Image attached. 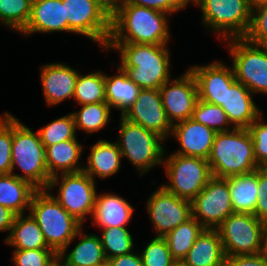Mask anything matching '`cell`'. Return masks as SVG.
<instances>
[{
  "mask_svg": "<svg viewBox=\"0 0 267 266\" xmlns=\"http://www.w3.org/2000/svg\"><path fill=\"white\" fill-rule=\"evenodd\" d=\"M169 44L108 43L106 51L116 50L119 66L141 89H159L171 79Z\"/></svg>",
  "mask_w": 267,
  "mask_h": 266,
  "instance_id": "obj_1",
  "label": "cell"
},
{
  "mask_svg": "<svg viewBox=\"0 0 267 266\" xmlns=\"http://www.w3.org/2000/svg\"><path fill=\"white\" fill-rule=\"evenodd\" d=\"M168 16L171 15L126 1L111 18L108 43L168 44Z\"/></svg>",
  "mask_w": 267,
  "mask_h": 266,
  "instance_id": "obj_2",
  "label": "cell"
},
{
  "mask_svg": "<svg viewBox=\"0 0 267 266\" xmlns=\"http://www.w3.org/2000/svg\"><path fill=\"white\" fill-rule=\"evenodd\" d=\"M208 163L212 176L216 178H228L261 168L254 156L252 136L246 128L216 133Z\"/></svg>",
  "mask_w": 267,
  "mask_h": 266,
  "instance_id": "obj_3",
  "label": "cell"
},
{
  "mask_svg": "<svg viewBox=\"0 0 267 266\" xmlns=\"http://www.w3.org/2000/svg\"><path fill=\"white\" fill-rule=\"evenodd\" d=\"M29 213L36 220L49 248L59 254L74 242L83 224L70 215L46 189L32 197Z\"/></svg>",
  "mask_w": 267,
  "mask_h": 266,
  "instance_id": "obj_4",
  "label": "cell"
},
{
  "mask_svg": "<svg viewBox=\"0 0 267 266\" xmlns=\"http://www.w3.org/2000/svg\"><path fill=\"white\" fill-rule=\"evenodd\" d=\"M11 156V174L27 180L38 190L47 188L51 176L46 166L45 146L38 131H32L14 115ZM15 167L22 175L14 173Z\"/></svg>",
  "mask_w": 267,
  "mask_h": 266,
  "instance_id": "obj_5",
  "label": "cell"
},
{
  "mask_svg": "<svg viewBox=\"0 0 267 266\" xmlns=\"http://www.w3.org/2000/svg\"><path fill=\"white\" fill-rule=\"evenodd\" d=\"M119 121V138L116 143L122 157L127 158L142 177L155 166H163L166 156L163 144L166 140L121 115Z\"/></svg>",
  "mask_w": 267,
  "mask_h": 266,
  "instance_id": "obj_6",
  "label": "cell"
},
{
  "mask_svg": "<svg viewBox=\"0 0 267 266\" xmlns=\"http://www.w3.org/2000/svg\"><path fill=\"white\" fill-rule=\"evenodd\" d=\"M202 12V24L218 40L245 37L252 19L248 0H195Z\"/></svg>",
  "mask_w": 267,
  "mask_h": 266,
  "instance_id": "obj_7",
  "label": "cell"
},
{
  "mask_svg": "<svg viewBox=\"0 0 267 266\" xmlns=\"http://www.w3.org/2000/svg\"><path fill=\"white\" fill-rule=\"evenodd\" d=\"M163 167L169 182L162 186L191 202L213 177L208 160L200 157L171 153L164 157Z\"/></svg>",
  "mask_w": 267,
  "mask_h": 266,
  "instance_id": "obj_8",
  "label": "cell"
},
{
  "mask_svg": "<svg viewBox=\"0 0 267 266\" xmlns=\"http://www.w3.org/2000/svg\"><path fill=\"white\" fill-rule=\"evenodd\" d=\"M231 55L235 79L254 95H267V47L249 42L245 37L224 40ZM228 42V43H227Z\"/></svg>",
  "mask_w": 267,
  "mask_h": 266,
  "instance_id": "obj_9",
  "label": "cell"
},
{
  "mask_svg": "<svg viewBox=\"0 0 267 266\" xmlns=\"http://www.w3.org/2000/svg\"><path fill=\"white\" fill-rule=\"evenodd\" d=\"M61 179V180H59ZM59 184V186L57 185ZM57 186L56 195L51 196L73 217L84 224L87 216L92 217L97 196L96 181L84 171L62 173L51 177L48 192Z\"/></svg>",
  "mask_w": 267,
  "mask_h": 266,
  "instance_id": "obj_10",
  "label": "cell"
},
{
  "mask_svg": "<svg viewBox=\"0 0 267 266\" xmlns=\"http://www.w3.org/2000/svg\"><path fill=\"white\" fill-rule=\"evenodd\" d=\"M263 221L253 214L232 213L217 228L226 257L259 254Z\"/></svg>",
  "mask_w": 267,
  "mask_h": 266,
  "instance_id": "obj_11",
  "label": "cell"
},
{
  "mask_svg": "<svg viewBox=\"0 0 267 266\" xmlns=\"http://www.w3.org/2000/svg\"><path fill=\"white\" fill-rule=\"evenodd\" d=\"M67 32L84 35L106 48L111 35V18L94 0H62Z\"/></svg>",
  "mask_w": 267,
  "mask_h": 266,
  "instance_id": "obj_12",
  "label": "cell"
},
{
  "mask_svg": "<svg viewBox=\"0 0 267 266\" xmlns=\"http://www.w3.org/2000/svg\"><path fill=\"white\" fill-rule=\"evenodd\" d=\"M160 185L146 201V211L155 229V237H165L193 216L191 201L179 198Z\"/></svg>",
  "mask_w": 267,
  "mask_h": 266,
  "instance_id": "obj_13",
  "label": "cell"
},
{
  "mask_svg": "<svg viewBox=\"0 0 267 266\" xmlns=\"http://www.w3.org/2000/svg\"><path fill=\"white\" fill-rule=\"evenodd\" d=\"M192 212L206 229H216L234 213L228 182L212 177L192 201Z\"/></svg>",
  "mask_w": 267,
  "mask_h": 266,
  "instance_id": "obj_14",
  "label": "cell"
},
{
  "mask_svg": "<svg viewBox=\"0 0 267 266\" xmlns=\"http://www.w3.org/2000/svg\"><path fill=\"white\" fill-rule=\"evenodd\" d=\"M159 90L164 110L172 125L192 118L199 95L197 81L189 68L180 77L165 82Z\"/></svg>",
  "mask_w": 267,
  "mask_h": 266,
  "instance_id": "obj_15",
  "label": "cell"
},
{
  "mask_svg": "<svg viewBox=\"0 0 267 266\" xmlns=\"http://www.w3.org/2000/svg\"><path fill=\"white\" fill-rule=\"evenodd\" d=\"M122 117L158 134L165 140L172 138L173 125L167 118L159 89H141L134 103Z\"/></svg>",
  "mask_w": 267,
  "mask_h": 266,
  "instance_id": "obj_16",
  "label": "cell"
},
{
  "mask_svg": "<svg viewBox=\"0 0 267 266\" xmlns=\"http://www.w3.org/2000/svg\"><path fill=\"white\" fill-rule=\"evenodd\" d=\"M189 69L197 81L199 99L221 106L226 88L236 81L232 65L220 60L204 66L195 64Z\"/></svg>",
  "mask_w": 267,
  "mask_h": 266,
  "instance_id": "obj_17",
  "label": "cell"
},
{
  "mask_svg": "<svg viewBox=\"0 0 267 266\" xmlns=\"http://www.w3.org/2000/svg\"><path fill=\"white\" fill-rule=\"evenodd\" d=\"M40 81L44 100L48 107L58 105L67 99H73L77 70L64 63H49L41 65Z\"/></svg>",
  "mask_w": 267,
  "mask_h": 266,
  "instance_id": "obj_18",
  "label": "cell"
},
{
  "mask_svg": "<svg viewBox=\"0 0 267 266\" xmlns=\"http://www.w3.org/2000/svg\"><path fill=\"white\" fill-rule=\"evenodd\" d=\"M215 135L214 130L192 118L179 121L172 126L171 136L180 146L174 153L208 160Z\"/></svg>",
  "mask_w": 267,
  "mask_h": 266,
  "instance_id": "obj_19",
  "label": "cell"
},
{
  "mask_svg": "<svg viewBox=\"0 0 267 266\" xmlns=\"http://www.w3.org/2000/svg\"><path fill=\"white\" fill-rule=\"evenodd\" d=\"M254 94L239 81L226 88L221 107L234 128H248L262 111L255 103Z\"/></svg>",
  "mask_w": 267,
  "mask_h": 266,
  "instance_id": "obj_20",
  "label": "cell"
},
{
  "mask_svg": "<svg viewBox=\"0 0 267 266\" xmlns=\"http://www.w3.org/2000/svg\"><path fill=\"white\" fill-rule=\"evenodd\" d=\"M67 32L65 4L62 0H33L31 15L22 35Z\"/></svg>",
  "mask_w": 267,
  "mask_h": 266,
  "instance_id": "obj_21",
  "label": "cell"
},
{
  "mask_svg": "<svg viewBox=\"0 0 267 266\" xmlns=\"http://www.w3.org/2000/svg\"><path fill=\"white\" fill-rule=\"evenodd\" d=\"M133 206L115 193H97L92 224L97 228L126 227L134 214Z\"/></svg>",
  "mask_w": 267,
  "mask_h": 266,
  "instance_id": "obj_22",
  "label": "cell"
},
{
  "mask_svg": "<svg viewBox=\"0 0 267 266\" xmlns=\"http://www.w3.org/2000/svg\"><path fill=\"white\" fill-rule=\"evenodd\" d=\"M90 153L87 163H84L83 171L94 181L96 178L108 179L120 170L122 154L116 142L99 139L95 144L90 145Z\"/></svg>",
  "mask_w": 267,
  "mask_h": 266,
  "instance_id": "obj_23",
  "label": "cell"
},
{
  "mask_svg": "<svg viewBox=\"0 0 267 266\" xmlns=\"http://www.w3.org/2000/svg\"><path fill=\"white\" fill-rule=\"evenodd\" d=\"M81 228L80 237L72 250L64 249L58 254L60 266H100L107 262L99 235L86 234Z\"/></svg>",
  "mask_w": 267,
  "mask_h": 266,
  "instance_id": "obj_24",
  "label": "cell"
},
{
  "mask_svg": "<svg viewBox=\"0 0 267 266\" xmlns=\"http://www.w3.org/2000/svg\"><path fill=\"white\" fill-rule=\"evenodd\" d=\"M84 145L77 140L70 139L48 146L45 149L46 166L51 177L59 173H76L83 171L80 165ZM59 172V173H58Z\"/></svg>",
  "mask_w": 267,
  "mask_h": 266,
  "instance_id": "obj_25",
  "label": "cell"
},
{
  "mask_svg": "<svg viewBox=\"0 0 267 266\" xmlns=\"http://www.w3.org/2000/svg\"><path fill=\"white\" fill-rule=\"evenodd\" d=\"M225 254L216 229H205L183 259L187 266H224Z\"/></svg>",
  "mask_w": 267,
  "mask_h": 266,
  "instance_id": "obj_26",
  "label": "cell"
},
{
  "mask_svg": "<svg viewBox=\"0 0 267 266\" xmlns=\"http://www.w3.org/2000/svg\"><path fill=\"white\" fill-rule=\"evenodd\" d=\"M37 190L30 182L14 174H0V205L16 215L29 212L33 194Z\"/></svg>",
  "mask_w": 267,
  "mask_h": 266,
  "instance_id": "obj_27",
  "label": "cell"
},
{
  "mask_svg": "<svg viewBox=\"0 0 267 266\" xmlns=\"http://www.w3.org/2000/svg\"><path fill=\"white\" fill-rule=\"evenodd\" d=\"M4 241L14 250L51 249L30 213L16 215L9 236Z\"/></svg>",
  "mask_w": 267,
  "mask_h": 266,
  "instance_id": "obj_28",
  "label": "cell"
},
{
  "mask_svg": "<svg viewBox=\"0 0 267 266\" xmlns=\"http://www.w3.org/2000/svg\"><path fill=\"white\" fill-rule=\"evenodd\" d=\"M224 179L229 185L234 213H248L255 216L258 200V169Z\"/></svg>",
  "mask_w": 267,
  "mask_h": 266,
  "instance_id": "obj_29",
  "label": "cell"
},
{
  "mask_svg": "<svg viewBox=\"0 0 267 266\" xmlns=\"http://www.w3.org/2000/svg\"><path fill=\"white\" fill-rule=\"evenodd\" d=\"M114 75L105 74L106 102L113 109L120 110L123 115L138 97L141 88L130 80L123 69L117 65Z\"/></svg>",
  "mask_w": 267,
  "mask_h": 266,
  "instance_id": "obj_30",
  "label": "cell"
},
{
  "mask_svg": "<svg viewBox=\"0 0 267 266\" xmlns=\"http://www.w3.org/2000/svg\"><path fill=\"white\" fill-rule=\"evenodd\" d=\"M206 228L193 216L174 228L164 238L166 239L172 258L176 262H182L192 248L197 237Z\"/></svg>",
  "mask_w": 267,
  "mask_h": 266,
  "instance_id": "obj_31",
  "label": "cell"
},
{
  "mask_svg": "<svg viewBox=\"0 0 267 266\" xmlns=\"http://www.w3.org/2000/svg\"><path fill=\"white\" fill-rule=\"evenodd\" d=\"M80 107V110L71 112L74 117L76 132L82 130L89 135L97 133L105 128L111 120L112 108L107 102L84 104Z\"/></svg>",
  "mask_w": 267,
  "mask_h": 266,
  "instance_id": "obj_32",
  "label": "cell"
},
{
  "mask_svg": "<svg viewBox=\"0 0 267 266\" xmlns=\"http://www.w3.org/2000/svg\"><path fill=\"white\" fill-rule=\"evenodd\" d=\"M73 99L79 105L106 102L105 73L100 70L87 75L79 73Z\"/></svg>",
  "mask_w": 267,
  "mask_h": 266,
  "instance_id": "obj_33",
  "label": "cell"
},
{
  "mask_svg": "<svg viewBox=\"0 0 267 266\" xmlns=\"http://www.w3.org/2000/svg\"><path fill=\"white\" fill-rule=\"evenodd\" d=\"M33 0H0V22L21 33L27 26Z\"/></svg>",
  "mask_w": 267,
  "mask_h": 266,
  "instance_id": "obj_34",
  "label": "cell"
},
{
  "mask_svg": "<svg viewBox=\"0 0 267 266\" xmlns=\"http://www.w3.org/2000/svg\"><path fill=\"white\" fill-rule=\"evenodd\" d=\"M100 230L102 234L99 237L107 260L128 254L135 249L134 238L127 227H110Z\"/></svg>",
  "mask_w": 267,
  "mask_h": 266,
  "instance_id": "obj_35",
  "label": "cell"
},
{
  "mask_svg": "<svg viewBox=\"0 0 267 266\" xmlns=\"http://www.w3.org/2000/svg\"><path fill=\"white\" fill-rule=\"evenodd\" d=\"M37 131L45 149L48 146L77 137L72 113H68L67 115L53 120Z\"/></svg>",
  "mask_w": 267,
  "mask_h": 266,
  "instance_id": "obj_36",
  "label": "cell"
},
{
  "mask_svg": "<svg viewBox=\"0 0 267 266\" xmlns=\"http://www.w3.org/2000/svg\"><path fill=\"white\" fill-rule=\"evenodd\" d=\"M192 119L209 127L216 133L229 131L234 128L221 106L200 99H198L194 107Z\"/></svg>",
  "mask_w": 267,
  "mask_h": 266,
  "instance_id": "obj_37",
  "label": "cell"
},
{
  "mask_svg": "<svg viewBox=\"0 0 267 266\" xmlns=\"http://www.w3.org/2000/svg\"><path fill=\"white\" fill-rule=\"evenodd\" d=\"M143 266H173L176 262L164 237H155L139 252Z\"/></svg>",
  "mask_w": 267,
  "mask_h": 266,
  "instance_id": "obj_38",
  "label": "cell"
},
{
  "mask_svg": "<svg viewBox=\"0 0 267 266\" xmlns=\"http://www.w3.org/2000/svg\"><path fill=\"white\" fill-rule=\"evenodd\" d=\"M13 115L0 116V174H10L12 165Z\"/></svg>",
  "mask_w": 267,
  "mask_h": 266,
  "instance_id": "obj_39",
  "label": "cell"
},
{
  "mask_svg": "<svg viewBox=\"0 0 267 266\" xmlns=\"http://www.w3.org/2000/svg\"><path fill=\"white\" fill-rule=\"evenodd\" d=\"M15 266H58V254L52 249L13 250Z\"/></svg>",
  "mask_w": 267,
  "mask_h": 266,
  "instance_id": "obj_40",
  "label": "cell"
},
{
  "mask_svg": "<svg viewBox=\"0 0 267 266\" xmlns=\"http://www.w3.org/2000/svg\"><path fill=\"white\" fill-rule=\"evenodd\" d=\"M245 38L256 45L267 47V3L252 9V19Z\"/></svg>",
  "mask_w": 267,
  "mask_h": 266,
  "instance_id": "obj_41",
  "label": "cell"
},
{
  "mask_svg": "<svg viewBox=\"0 0 267 266\" xmlns=\"http://www.w3.org/2000/svg\"><path fill=\"white\" fill-rule=\"evenodd\" d=\"M263 113L247 128L254 143V156L260 167H267V122Z\"/></svg>",
  "mask_w": 267,
  "mask_h": 266,
  "instance_id": "obj_42",
  "label": "cell"
},
{
  "mask_svg": "<svg viewBox=\"0 0 267 266\" xmlns=\"http://www.w3.org/2000/svg\"><path fill=\"white\" fill-rule=\"evenodd\" d=\"M128 3L159 10L170 15L187 8L189 3L195 5V0H126Z\"/></svg>",
  "mask_w": 267,
  "mask_h": 266,
  "instance_id": "obj_43",
  "label": "cell"
},
{
  "mask_svg": "<svg viewBox=\"0 0 267 266\" xmlns=\"http://www.w3.org/2000/svg\"><path fill=\"white\" fill-rule=\"evenodd\" d=\"M258 200L255 207V217L267 220V167L258 169Z\"/></svg>",
  "mask_w": 267,
  "mask_h": 266,
  "instance_id": "obj_44",
  "label": "cell"
},
{
  "mask_svg": "<svg viewBox=\"0 0 267 266\" xmlns=\"http://www.w3.org/2000/svg\"><path fill=\"white\" fill-rule=\"evenodd\" d=\"M224 266H267V258L262 254L225 257Z\"/></svg>",
  "mask_w": 267,
  "mask_h": 266,
  "instance_id": "obj_45",
  "label": "cell"
},
{
  "mask_svg": "<svg viewBox=\"0 0 267 266\" xmlns=\"http://www.w3.org/2000/svg\"><path fill=\"white\" fill-rule=\"evenodd\" d=\"M107 263L109 266H143L140 253L137 251L113 257L108 259Z\"/></svg>",
  "mask_w": 267,
  "mask_h": 266,
  "instance_id": "obj_46",
  "label": "cell"
},
{
  "mask_svg": "<svg viewBox=\"0 0 267 266\" xmlns=\"http://www.w3.org/2000/svg\"><path fill=\"white\" fill-rule=\"evenodd\" d=\"M16 214L10 209L0 205V232H7L9 236Z\"/></svg>",
  "mask_w": 267,
  "mask_h": 266,
  "instance_id": "obj_47",
  "label": "cell"
},
{
  "mask_svg": "<svg viewBox=\"0 0 267 266\" xmlns=\"http://www.w3.org/2000/svg\"><path fill=\"white\" fill-rule=\"evenodd\" d=\"M104 12L112 18L119 10L126 0H94Z\"/></svg>",
  "mask_w": 267,
  "mask_h": 266,
  "instance_id": "obj_48",
  "label": "cell"
},
{
  "mask_svg": "<svg viewBox=\"0 0 267 266\" xmlns=\"http://www.w3.org/2000/svg\"><path fill=\"white\" fill-rule=\"evenodd\" d=\"M260 254L267 258V220L263 221Z\"/></svg>",
  "mask_w": 267,
  "mask_h": 266,
  "instance_id": "obj_49",
  "label": "cell"
},
{
  "mask_svg": "<svg viewBox=\"0 0 267 266\" xmlns=\"http://www.w3.org/2000/svg\"><path fill=\"white\" fill-rule=\"evenodd\" d=\"M250 7L253 9L261 4L267 3V0H248Z\"/></svg>",
  "mask_w": 267,
  "mask_h": 266,
  "instance_id": "obj_50",
  "label": "cell"
},
{
  "mask_svg": "<svg viewBox=\"0 0 267 266\" xmlns=\"http://www.w3.org/2000/svg\"><path fill=\"white\" fill-rule=\"evenodd\" d=\"M173 266H187L183 262H175Z\"/></svg>",
  "mask_w": 267,
  "mask_h": 266,
  "instance_id": "obj_51",
  "label": "cell"
},
{
  "mask_svg": "<svg viewBox=\"0 0 267 266\" xmlns=\"http://www.w3.org/2000/svg\"><path fill=\"white\" fill-rule=\"evenodd\" d=\"M100 266H109V265H108V263L106 262L105 264H103V265H100Z\"/></svg>",
  "mask_w": 267,
  "mask_h": 266,
  "instance_id": "obj_52",
  "label": "cell"
}]
</instances>
